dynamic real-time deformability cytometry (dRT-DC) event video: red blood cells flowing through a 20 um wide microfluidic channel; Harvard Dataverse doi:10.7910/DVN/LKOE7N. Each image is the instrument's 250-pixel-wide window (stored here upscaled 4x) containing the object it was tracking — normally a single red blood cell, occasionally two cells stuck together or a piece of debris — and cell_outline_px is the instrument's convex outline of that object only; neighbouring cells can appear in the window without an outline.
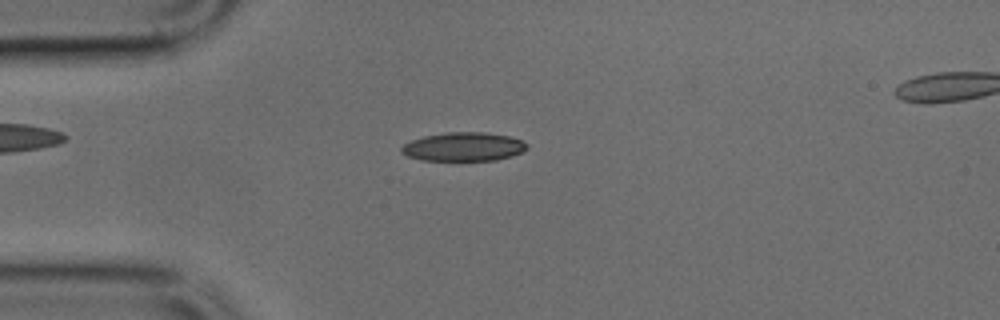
{"species": "common noctule bat (a hibernating species)", "species_latin": "Nyctalus noctula", "temperature_condition": "cold", "stored_images_in_passage": 49, "camera_frame_rate_fps": 3000, "um_per_image_px": 0.085, "animal": {"sex": "male", "body_mass_g": 17.9, "forearm_length_mm": 54.2}, "frame": {"image": 1, "passage_image": 11, "time_ms": 3.333, "image_size_px": [1000, 320], "cell_outline_px": [[528, 148], [512, 156], [496, 160], [420, 160], [408, 156], [400, 152], [400, 148], [404, 144], [412, 140], [424, 136], [448, 132], [484, 132], [508, 136], [524, 140], [528, 144]], "centroid_in_image_um": [39.41, 12.47], "position_along_channel_um": 45.6, "area_um2": 21.04}}
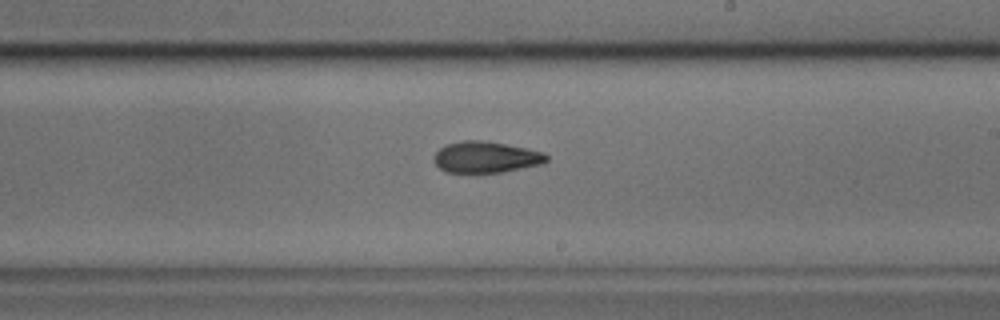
{"frame": {"image": 2, "passage_image": 27, "time_ms": 8.667, "image_size_px": [1000, 320], "cell_outline_px": [[548, 160], [540, 164], [504, 172], [444, 172], [436, 164], [436, 152], [440, 148], [448, 144], [464, 140], [480, 140], [504, 144], [544, 152], [548, 156]], "centroid_in_image_um": [41.32, 13.36], "position_along_channel_um": 247.7, "area_um2": 20.11}}
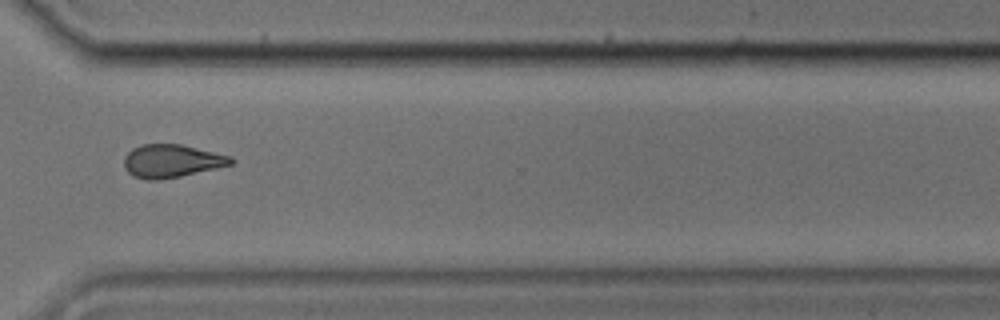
{"frame": {"image": 3, "passage_image": 35, "time_ms": 11.333, "image_size_px": [1000, 320], "cell_outline_px": [[236, 160], [232, 164], [216, 168], [180, 176], [160, 180], [148, 180], [132, 176], [124, 168], [124, 156], [132, 148], [144, 144], [180, 144], [232, 156]], "centroid_in_image_um": [14.58, 13.69], "position_along_channel_um": 356.0, "area_um2": 20.63}}